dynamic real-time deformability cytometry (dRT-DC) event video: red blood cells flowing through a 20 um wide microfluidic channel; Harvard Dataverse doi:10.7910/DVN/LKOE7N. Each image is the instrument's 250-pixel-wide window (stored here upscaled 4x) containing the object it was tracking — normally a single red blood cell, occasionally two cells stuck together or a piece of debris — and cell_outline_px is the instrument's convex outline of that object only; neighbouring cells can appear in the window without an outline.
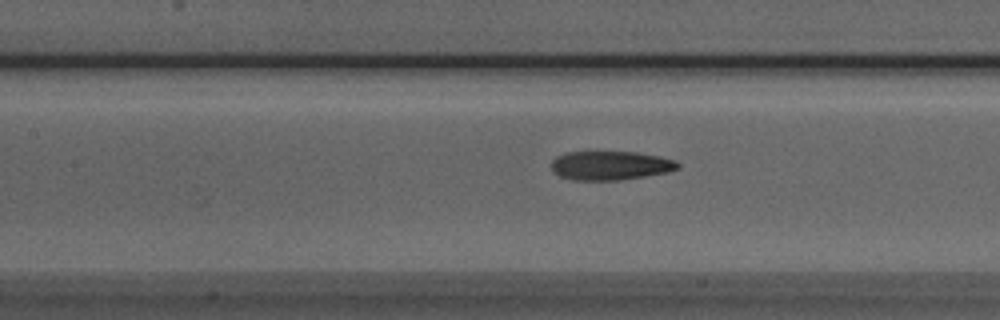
{"species": "Egyptian fruit bat (a non-hibernating species)", "species_latin": "Rousettus aegyptiacus", "temperature_condition": "room temperature", "stored_images_in_passage": 45, "camera_frame_rate_fps": 3000, "um_per_image_px": 0.085, "animal": {"sex": "male"}, "frame": {"image": 1, "passage_image": 22, "time_ms": 7.0, "image_size_px": [1000, 320], "cell_outline_px": [[680, 168], [668, 172], [620, 180], [572, 180], [560, 176], [552, 172], [552, 160], [556, 156], [564, 152], [636, 152], [660, 156], [676, 160], [680, 164]], "centroid_in_image_um": [51.88, 14.06], "position_along_channel_um": 155.5, "area_um2": 21.5}}
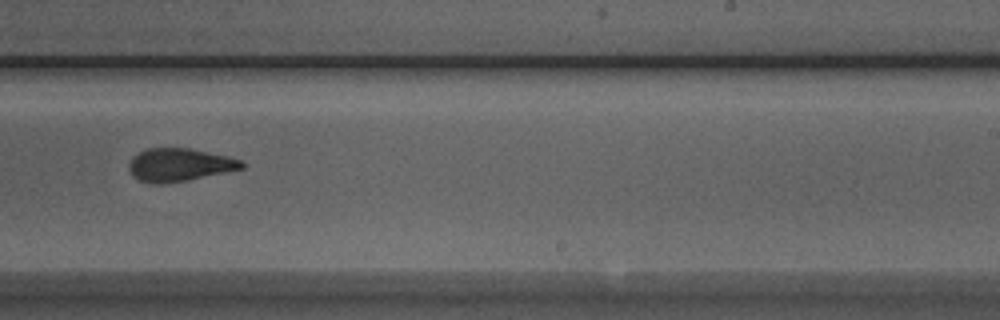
{"frame": {"image": 2, "passage_image": 31, "time_ms": 10.0, "image_size_px": [1000, 320], "cell_outline_px": [[244, 168], [188, 180], [164, 184], [152, 184], [140, 180], [132, 176], [128, 168], [128, 164], [132, 156], [148, 148], [188, 148], [228, 156], [240, 160], [244, 164]], "centroid_in_image_um": [15.21, 14.02], "position_along_channel_um": 273.8, "area_um2": 21.68}}
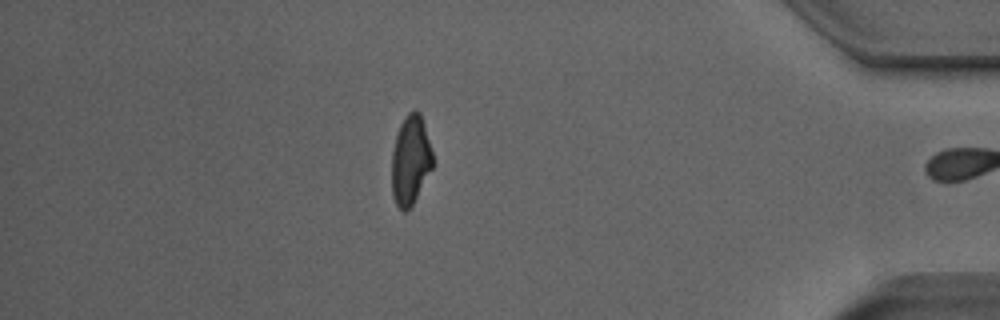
{"frame": {"image": 3, "passage_image": 44, "time_ms": 14.333, "image_size_px": [1000, 320], "cell_outline_px": [[432, 168], [412, 204], [404, 212], [396, 204], [392, 196], [392, 152], [396, 136], [400, 124], [408, 112], [412, 108], [416, 108], [420, 112], [424, 124], [432, 152]], "centroid_in_image_um": [34.88, 13.57], "position_along_channel_um": 400.3, "area_um2": 21.1}, "authors_computed_cell_mechanics": {"area_um2": 21.9062, "velocity_mm_per_s": 3.9499, "shape_relaxation_time_tau1_ms": 10.7196, "shape_relaxation_time_tau2_ms": 1.9875, "deformation_change_tau1": 0.2822, "deformation_change_tau2": 0.104}}